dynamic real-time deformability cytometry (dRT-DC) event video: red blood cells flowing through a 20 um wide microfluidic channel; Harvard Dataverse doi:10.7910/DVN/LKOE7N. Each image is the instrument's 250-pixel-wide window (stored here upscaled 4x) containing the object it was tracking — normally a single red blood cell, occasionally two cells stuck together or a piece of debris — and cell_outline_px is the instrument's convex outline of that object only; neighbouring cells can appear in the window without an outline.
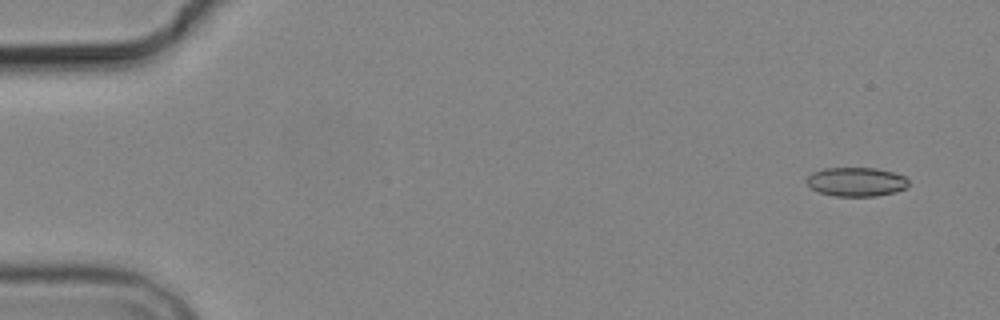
{"species": "common noctule bat (a hibernating species)", "species_latin": "Nyctalus noctula", "temperature_condition": "cold", "stored_images_in_passage": 5, "camera_frame_rate_fps": 3000, "um_per_image_px": 0.085, "animal": {"sex": "male", "body_mass_g": 19.2, "forearm_length_mm": 51.8}, "frame": {"image": 1, "passage_image": 1, "time_ms": 0.0, "image_size_px": [1000, 320], "cell_outline_px": [[908, 184], [904, 188], [896, 192], [876, 196], [836, 196], [820, 192], [812, 188], [804, 180], [812, 172], [824, 168], [876, 168], [892, 172], [904, 176], [908, 180]], "centroid_in_image_um": [72.76, 15.45], "position_along_channel_um": 12.2, "area_um2": 17.17}}
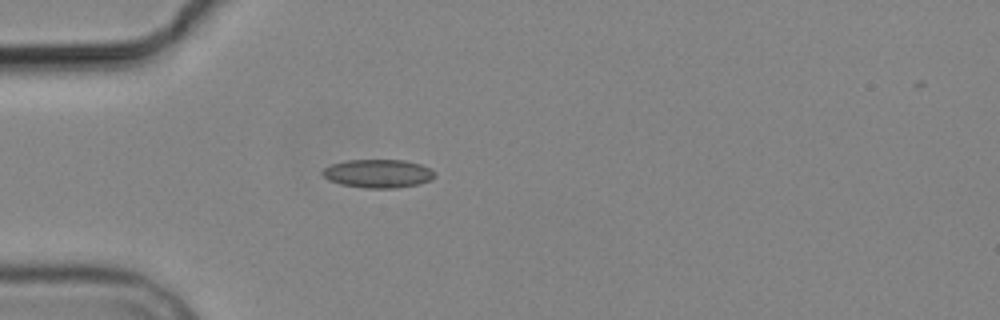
{"frame": {"image": 2, "passage_image": 4, "time_ms": 4.333, "image_size_px": [1000, 320], "cell_outline_px": [[436, 176], [432, 180], [416, 184], [396, 188], [368, 188], [340, 184], [328, 180], [320, 172], [324, 168], [332, 164], [344, 160], [404, 160], [420, 164], [432, 168], [436, 172]], "centroid_in_image_um": [32.16, 14.74], "position_along_channel_um": 52.8, "area_um2": 18.73}}